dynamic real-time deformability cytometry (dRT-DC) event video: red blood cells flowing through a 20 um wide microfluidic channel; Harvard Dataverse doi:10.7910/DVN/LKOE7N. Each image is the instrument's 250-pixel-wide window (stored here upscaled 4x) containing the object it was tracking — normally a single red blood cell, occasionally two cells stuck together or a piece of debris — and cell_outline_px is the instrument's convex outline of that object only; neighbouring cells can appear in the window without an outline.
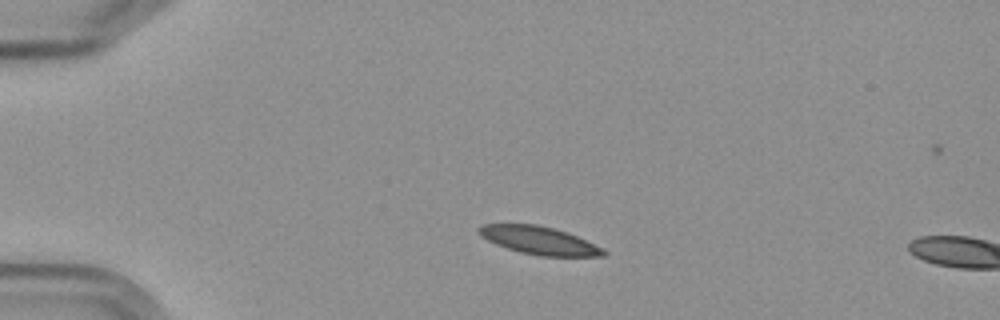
{"species": "Egyptian fruit bat (a non-hibernating species)", "species_latin": "Rousettus aegyptiacus", "temperature_condition": "cold", "stored_images_in_passage": 14, "segment_of_instrument_passage": [1, 2], "camera_frame_rate_fps": 3000, "um_per_image_px": 0.085, "frame": {"image": 1, "passage_image": 1, "time_ms": 0.0, "image_size_px": [1000, 320], "cell_outline_px": [[608, 252], [604, 256], [540, 256], [520, 252], [496, 244], [480, 236], [476, 228], [484, 224], [536, 224], [568, 232], [604, 248]], "centroid_in_image_um": [45.84, 20.43], "position_along_channel_um": 39.2, "area_um2": 20.29}}
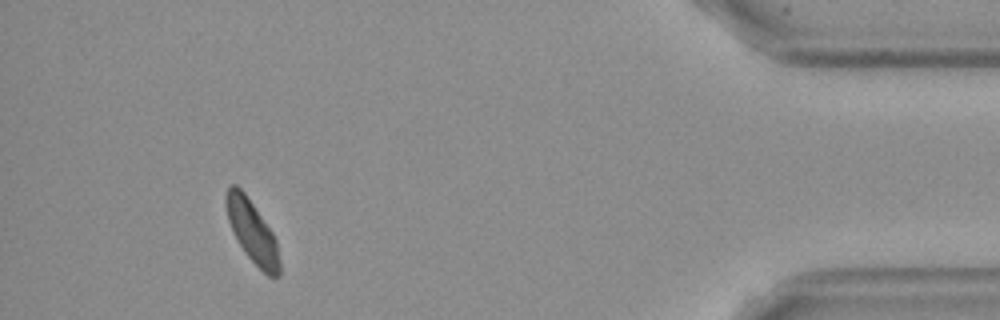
{"frame": {"image": 2, "passage_image": 12, "time_ms": 13.333, "image_size_px": [1000, 320], "cell_outline_px": [[280, 276], [268, 276], [244, 252], [236, 240], [232, 232], [228, 220], [224, 204], [224, 196], [228, 188], [232, 184], [236, 184], [244, 192], [272, 232], [276, 240], [280, 264]], "centroid_in_image_um": [21.4, 19.66], "position_along_channel_um": 413.8, "area_um2": 19.31}}